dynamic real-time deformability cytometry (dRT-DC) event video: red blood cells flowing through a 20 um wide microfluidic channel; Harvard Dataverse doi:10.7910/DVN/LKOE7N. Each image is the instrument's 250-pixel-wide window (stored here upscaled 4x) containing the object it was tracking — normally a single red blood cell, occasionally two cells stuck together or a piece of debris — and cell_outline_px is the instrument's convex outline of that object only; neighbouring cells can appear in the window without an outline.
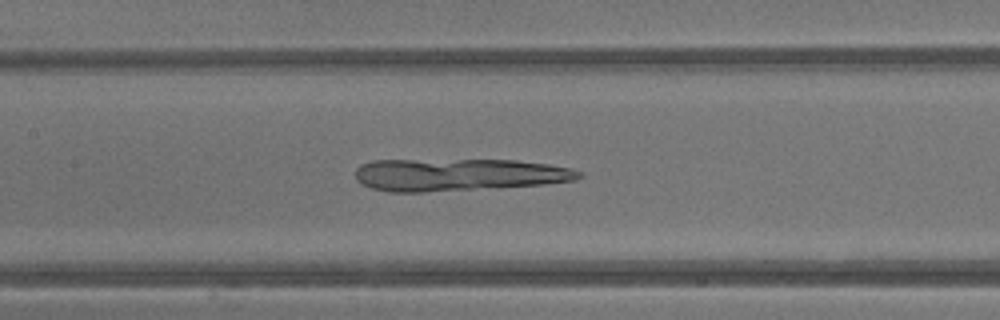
{"species": "common noctule bat (a hibernating species)", "species_latin": "Nyctalus noctula", "temperature_condition": "warm", "stored_images_in_passage": 42, "camera_frame_rate_fps": 3000, "um_per_image_px": 0.085, "animal": {"sex": "male", "body_mass_g": 13.3}, "frame": {"image": 1, "passage_image": 20, "time_ms": 6.333, "image_size_px": [1000, 320], "cell_outline_px": [[584, 176], [576, 180], [544, 184], [424, 192], [388, 192], [372, 188], [360, 184], [356, 180], [356, 168], [360, 164], [372, 160], [516, 160], [548, 164], [568, 168], [580, 172]], "centroid_in_image_um": [38.91, 14.85], "position_along_channel_um": 168.5, "area_um2": 42.14}}
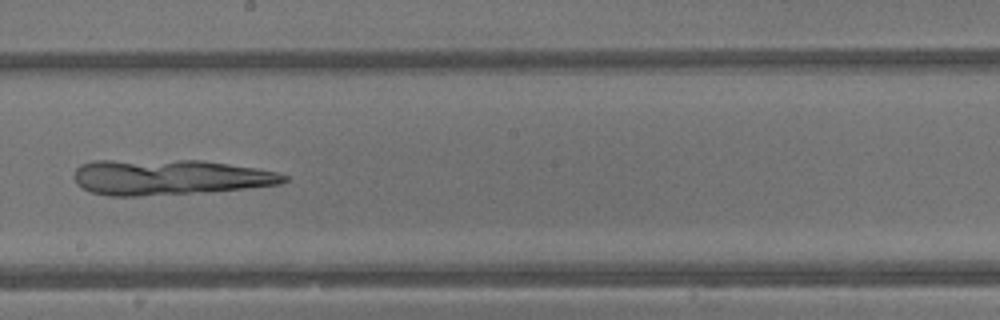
{"frame": {"image": 2, "passage_image": 24, "time_ms": 7.667, "image_size_px": [1000, 320], "cell_outline_px": [[288, 180], [280, 184], [244, 188], [136, 196], [108, 196], [92, 192], [76, 184], [72, 176], [76, 168], [80, 164], [92, 160], [200, 160], [256, 168], [276, 172], [288, 176]], "centroid_in_image_um": [14.31, 15.04], "position_along_channel_um": 233.9, "area_um2": 43.06}}
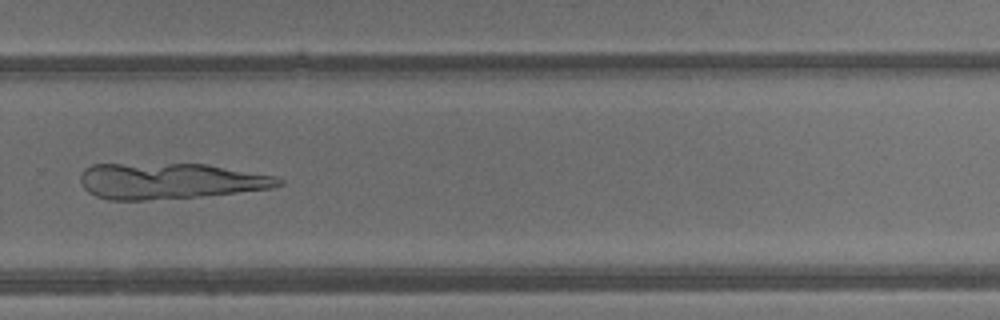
{"frame": {"image": 3, "passage_image": 29, "time_ms": 9.333, "image_size_px": [1000, 320], "cell_outline_px": [[284, 184], [272, 188], [200, 196], [144, 200], [108, 200], [96, 196], [88, 192], [84, 188], [80, 180], [80, 176], [84, 168], [92, 164], [208, 164], [276, 176], [284, 180]], "centroid_in_image_um": [14.44, 15.38], "position_along_channel_um": 315.4, "area_um2": 41.5}}